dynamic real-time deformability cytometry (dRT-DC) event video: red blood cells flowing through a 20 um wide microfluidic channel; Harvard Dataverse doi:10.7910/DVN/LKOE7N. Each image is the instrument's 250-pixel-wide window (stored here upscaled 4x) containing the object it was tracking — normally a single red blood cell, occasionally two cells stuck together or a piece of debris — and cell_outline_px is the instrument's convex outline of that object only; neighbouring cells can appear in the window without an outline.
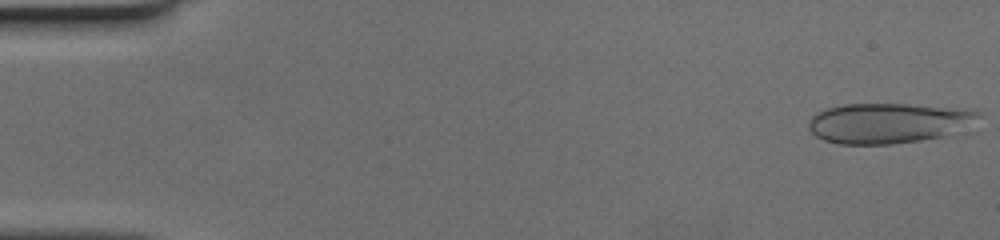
{"species": "human", "species_latin": "Homo sapiens", "temperature_condition": "cold", "stored_images_in_passage": 50, "camera_frame_rate_fps": 3000, "um_per_image_px": 0.085, "donor": {"sex": "female"}, "frame": {"image": 1, "passage_image": 1, "time_ms": 0.0, "image_size_px": [1000, 240], "cell_outline_px": [[984, 116], [952, 136], [892, 144], [840, 144], [824, 140], [816, 136], [808, 128], [808, 120], [816, 112], [828, 108], [844, 104], [908, 104], [980, 112]], "centroid_in_image_um": [75.5, 10.48], "position_along_channel_um": 9.5, "area_um2": 39.88}}
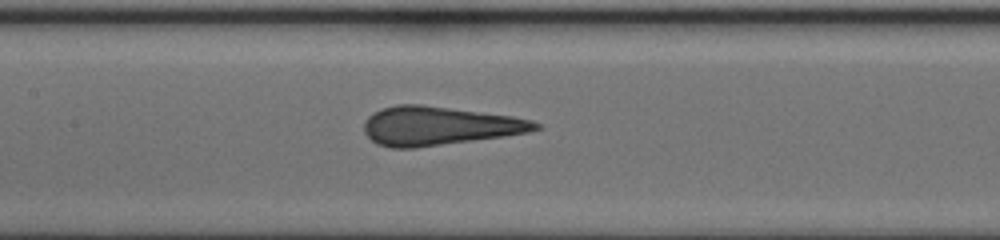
{"frame": {"image": 2, "passage_image": 24, "time_ms": 7.667, "image_size_px": [1000, 240], "cell_outline_px": [[540, 128], [528, 132], [504, 136], [416, 148], [392, 148], [376, 144], [364, 132], [364, 120], [372, 112], [380, 108], [396, 104], [420, 104], [512, 116], [532, 120], [540, 124]], "centroid_in_image_um": [37.26, 10.7], "position_along_channel_um": 170.1, "area_um2": 38.73}}
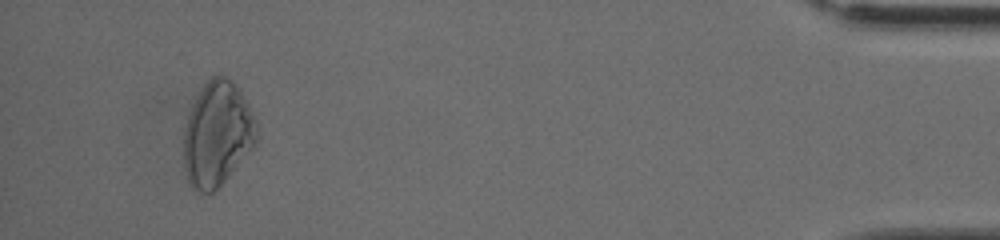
{"frame": {"image": 3, "passage_image": 47, "time_ms": 15.333, "image_size_px": [1000, 240], "cell_outline_px": [[256, 140], [252, 148], [220, 184], [212, 192], [200, 192], [192, 188], [188, 184], [184, 168], [184, 132], [188, 116], [192, 104], [196, 96], [204, 84], [212, 76], [224, 76], [240, 92], [252, 116], [256, 132]], "centroid_in_image_um": [18.4, 11.42], "position_along_channel_um": 416.8, "area_um2": 43.12}}